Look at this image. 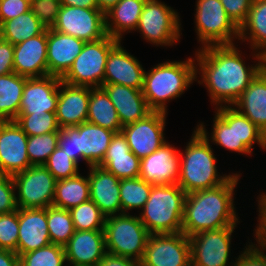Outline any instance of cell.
Instances as JSON below:
<instances>
[{
	"mask_svg": "<svg viewBox=\"0 0 266 266\" xmlns=\"http://www.w3.org/2000/svg\"><path fill=\"white\" fill-rule=\"evenodd\" d=\"M194 54L196 81L206 87L215 108L232 106L264 68L263 54L252 50L251 56L256 61L247 65L236 44L208 45Z\"/></svg>",
	"mask_w": 266,
	"mask_h": 266,
	"instance_id": "6da1fadb",
	"label": "cell"
},
{
	"mask_svg": "<svg viewBox=\"0 0 266 266\" xmlns=\"http://www.w3.org/2000/svg\"><path fill=\"white\" fill-rule=\"evenodd\" d=\"M241 173H233L222 185L186 194L182 232L190 237L204 230H216L239 224L234 202Z\"/></svg>",
	"mask_w": 266,
	"mask_h": 266,
	"instance_id": "7a4b0ae2",
	"label": "cell"
},
{
	"mask_svg": "<svg viewBox=\"0 0 266 266\" xmlns=\"http://www.w3.org/2000/svg\"><path fill=\"white\" fill-rule=\"evenodd\" d=\"M196 128L210 143L231 152L251 156L255 143L262 150H266V135L233 106L215 108L210 134L207 132L204 122L200 121Z\"/></svg>",
	"mask_w": 266,
	"mask_h": 266,
	"instance_id": "3957f363",
	"label": "cell"
},
{
	"mask_svg": "<svg viewBox=\"0 0 266 266\" xmlns=\"http://www.w3.org/2000/svg\"><path fill=\"white\" fill-rule=\"evenodd\" d=\"M211 143L195 127L184 151L180 152V172L177 184L186 194L212 189L225 183L234 172L220 174L217 157ZM219 173V174H218Z\"/></svg>",
	"mask_w": 266,
	"mask_h": 266,
	"instance_id": "277c9868",
	"label": "cell"
},
{
	"mask_svg": "<svg viewBox=\"0 0 266 266\" xmlns=\"http://www.w3.org/2000/svg\"><path fill=\"white\" fill-rule=\"evenodd\" d=\"M196 82L194 58L162 61L145 71L143 96L152 111L168 113L167 102L177 99Z\"/></svg>",
	"mask_w": 266,
	"mask_h": 266,
	"instance_id": "5b68a950",
	"label": "cell"
},
{
	"mask_svg": "<svg viewBox=\"0 0 266 266\" xmlns=\"http://www.w3.org/2000/svg\"><path fill=\"white\" fill-rule=\"evenodd\" d=\"M185 197L178 184L153 185L138 217L150 234L180 233Z\"/></svg>",
	"mask_w": 266,
	"mask_h": 266,
	"instance_id": "8992f818",
	"label": "cell"
},
{
	"mask_svg": "<svg viewBox=\"0 0 266 266\" xmlns=\"http://www.w3.org/2000/svg\"><path fill=\"white\" fill-rule=\"evenodd\" d=\"M135 215L122 213L106 217L104 225L106 252L142 260L151 234Z\"/></svg>",
	"mask_w": 266,
	"mask_h": 266,
	"instance_id": "52a82bcc",
	"label": "cell"
},
{
	"mask_svg": "<svg viewBox=\"0 0 266 266\" xmlns=\"http://www.w3.org/2000/svg\"><path fill=\"white\" fill-rule=\"evenodd\" d=\"M119 42L109 35L94 42H85L81 53L61 80L75 86L102 87L108 55Z\"/></svg>",
	"mask_w": 266,
	"mask_h": 266,
	"instance_id": "ba28073f",
	"label": "cell"
},
{
	"mask_svg": "<svg viewBox=\"0 0 266 266\" xmlns=\"http://www.w3.org/2000/svg\"><path fill=\"white\" fill-rule=\"evenodd\" d=\"M181 18L171 6L160 0H146L135 31L157 47L174 46L182 36Z\"/></svg>",
	"mask_w": 266,
	"mask_h": 266,
	"instance_id": "9c48e42d",
	"label": "cell"
},
{
	"mask_svg": "<svg viewBox=\"0 0 266 266\" xmlns=\"http://www.w3.org/2000/svg\"><path fill=\"white\" fill-rule=\"evenodd\" d=\"M195 32L200 48L235 44L239 28L229 18L220 0H196Z\"/></svg>",
	"mask_w": 266,
	"mask_h": 266,
	"instance_id": "30bf717a",
	"label": "cell"
},
{
	"mask_svg": "<svg viewBox=\"0 0 266 266\" xmlns=\"http://www.w3.org/2000/svg\"><path fill=\"white\" fill-rule=\"evenodd\" d=\"M18 208L34 209L52 206L57 180L44 165L30 166L12 176Z\"/></svg>",
	"mask_w": 266,
	"mask_h": 266,
	"instance_id": "8fae6325",
	"label": "cell"
},
{
	"mask_svg": "<svg viewBox=\"0 0 266 266\" xmlns=\"http://www.w3.org/2000/svg\"><path fill=\"white\" fill-rule=\"evenodd\" d=\"M237 226L204 230L189 237L191 266H233L232 234Z\"/></svg>",
	"mask_w": 266,
	"mask_h": 266,
	"instance_id": "7c38bea8",
	"label": "cell"
},
{
	"mask_svg": "<svg viewBox=\"0 0 266 266\" xmlns=\"http://www.w3.org/2000/svg\"><path fill=\"white\" fill-rule=\"evenodd\" d=\"M52 29L85 42L107 36L105 13L99 9L61 5Z\"/></svg>",
	"mask_w": 266,
	"mask_h": 266,
	"instance_id": "4fadbf2b",
	"label": "cell"
},
{
	"mask_svg": "<svg viewBox=\"0 0 266 266\" xmlns=\"http://www.w3.org/2000/svg\"><path fill=\"white\" fill-rule=\"evenodd\" d=\"M141 266H191L189 237L183 232L151 234Z\"/></svg>",
	"mask_w": 266,
	"mask_h": 266,
	"instance_id": "5bb4252c",
	"label": "cell"
},
{
	"mask_svg": "<svg viewBox=\"0 0 266 266\" xmlns=\"http://www.w3.org/2000/svg\"><path fill=\"white\" fill-rule=\"evenodd\" d=\"M168 113L152 111L144 119L122 127L130 150L140 159L149 156L164 143L166 117Z\"/></svg>",
	"mask_w": 266,
	"mask_h": 266,
	"instance_id": "9a60e30c",
	"label": "cell"
},
{
	"mask_svg": "<svg viewBox=\"0 0 266 266\" xmlns=\"http://www.w3.org/2000/svg\"><path fill=\"white\" fill-rule=\"evenodd\" d=\"M28 136L16 121H0V172L14 176L31 165L27 153Z\"/></svg>",
	"mask_w": 266,
	"mask_h": 266,
	"instance_id": "2e32d148",
	"label": "cell"
},
{
	"mask_svg": "<svg viewBox=\"0 0 266 266\" xmlns=\"http://www.w3.org/2000/svg\"><path fill=\"white\" fill-rule=\"evenodd\" d=\"M179 172L180 151L167 141L141 159L139 177L153 185L177 184Z\"/></svg>",
	"mask_w": 266,
	"mask_h": 266,
	"instance_id": "e0dca14e",
	"label": "cell"
},
{
	"mask_svg": "<svg viewBox=\"0 0 266 266\" xmlns=\"http://www.w3.org/2000/svg\"><path fill=\"white\" fill-rule=\"evenodd\" d=\"M61 78L46 75L27 78L19 107V114L56 112Z\"/></svg>",
	"mask_w": 266,
	"mask_h": 266,
	"instance_id": "ac0fdd59",
	"label": "cell"
},
{
	"mask_svg": "<svg viewBox=\"0 0 266 266\" xmlns=\"http://www.w3.org/2000/svg\"><path fill=\"white\" fill-rule=\"evenodd\" d=\"M121 42L108 55L104 84H119L142 90L146 70L137 57L124 49Z\"/></svg>",
	"mask_w": 266,
	"mask_h": 266,
	"instance_id": "d6986e66",
	"label": "cell"
},
{
	"mask_svg": "<svg viewBox=\"0 0 266 266\" xmlns=\"http://www.w3.org/2000/svg\"><path fill=\"white\" fill-rule=\"evenodd\" d=\"M63 247L67 266H97L106 253L104 230L75 231Z\"/></svg>",
	"mask_w": 266,
	"mask_h": 266,
	"instance_id": "ffe728a7",
	"label": "cell"
},
{
	"mask_svg": "<svg viewBox=\"0 0 266 266\" xmlns=\"http://www.w3.org/2000/svg\"><path fill=\"white\" fill-rule=\"evenodd\" d=\"M14 72L27 78L48 75L47 29L40 35L14 45Z\"/></svg>",
	"mask_w": 266,
	"mask_h": 266,
	"instance_id": "44dd1931",
	"label": "cell"
},
{
	"mask_svg": "<svg viewBox=\"0 0 266 266\" xmlns=\"http://www.w3.org/2000/svg\"><path fill=\"white\" fill-rule=\"evenodd\" d=\"M90 200L107 217L122 214L120 201V179L99 165L88 167Z\"/></svg>",
	"mask_w": 266,
	"mask_h": 266,
	"instance_id": "7402d4cb",
	"label": "cell"
},
{
	"mask_svg": "<svg viewBox=\"0 0 266 266\" xmlns=\"http://www.w3.org/2000/svg\"><path fill=\"white\" fill-rule=\"evenodd\" d=\"M85 41L47 29V66L48 75L62 78L81 53Z\"/></svg>",
	"mask_w": 266,
	"mask_h": 266,
	"instance_id": "603a6c76",
	"label": "cell"
},
{
	"mask_svg": "<svg viewBox=\"0 0 266 266\" xmlns=\"http://www.w3.org/2000/svg\"><path fill=\"white\" fill-rule=\"evenodd\" d=\"M89 98L90 87L75 86L61 80L55 112L61 129L87 122Z\"/></svg>",
	"mask_w": 266,
	"mask_h": 266,
	"instance_id": "cb8c5ba5",
	"label": "cell"
},
{
	"mask_svg": "<svg viewBox=\"0 0 266 266\" xmlns=\"http://www.w3.org/2000/svg\"><path fill=\"white\" fill-rule=\"evenodd\" d=\"M50 243L47 208H19L17 255L37 250Z\"/></svg>",
	"mask_w": 266,
	"mask_h": 266,
	"instance_id": "d4e9b609",
	"label": "cell"
},
{
	"mask_svg": "<svg viewBox=\"0 0 266 266\" xmlns=\"http://www.w3.org/2000/svg\"><path fill=\"white\" fill-rule=\"evenodd\" d=\"M114 134L111 130L89 122L76 126L77 164L82 159L89 167L99 165Z\"/></svg>",
	"mask_w": 266,
	"mask_h": 266,
	"instance_id": "484cf974",
	"label": "cell"
},
{
	"mask_svg": "<svg viewBox=\"0 0 266 266\" xmlns=\"http://www.w3.org/2000/svg\"><path fill=\"white\" fill-rule=\"evenodd\" d=\"M122 126L144 119L152 112L143 91L119 84H103Z\"/></svg>",
	"mask_w": 266,
	"mask_h": 266,
	"instance_id": "4316f807",
	"label": "cell"
},
{
	"mask_svg": "<svg viewBox=\"0 0 266 266\" xmlns=\"http://www.w3.org/2000/svg\"><path fill=\"white\" fill-rule=\"evenodd\" d=\"M140 162L129 148L122 132L115 133L106 155L99 166L113 173L119 179L137 178L140 175Z\"/></svg>",
	"mask_w": 266,
	"mask_h": 266,
	"instance_id": "83f0119b",
	"label": "cell"
},
{
	"mask_svg": "<svg viewBox=\"0 0 266 266\" xmlns=\"http://www.w3.org/2000/svg\"><path fill=\"white\" fill-rule=\"evenodd\" d=\"M266 135V69L263 68L232 105Z\"/></svg>",
	"mask_w": 266,
	"mask_h": 266,
	"instance_id": "f1b7e54d",
	"label": "cell"
},
{
	"mask_svg": "<svg viewBox=\"0 0 266 266\" xmlns=\"http://www.w3.org/2000/svg\"><path fill=\"white\" fill-rule=\"evenodd\" d=\"M145 3L146 0H119L105 13L107 35L122 41L124 34L135 32Z\"/></svg>",
	"mask_w": 266,
	"mask_h": 266,
	"instance_id": "f546056e",
	"label": "cell"
},
{
	"mask_svg": "<svg viewBox=\"0 0 266 266\" xmlns=\"http://www.w3.org/2000/svg\"><path fill=\"white\" fill-rule=\"evenodd\" d=\"M250 50L266 54V0H253L248 16L239 28V39Z\"/></svg>",
	"mask_w": 266,
	"mask_h": 266,
	"instance_id": "4dcf8cb0",
	"label": "cell"
},
{
	"mask_svg": "<svg viewBox=\"0 0 266 266\" xmlns=\"http://www.w3.org/2000/svg\"><path fill=\"white\" fill-rule=\"evenodd\" d=\"M87 122L115 133L122 131L117 110L103 87L90 88Z\"/></svg>",
	"mask_w": 266,
	"mask_h": 266,
	"instance_id": "1f68e13d",
	"label": "cell"
},
{
	"mask_svg": "<svg viewBox=\"0 0 266 266\" xmlns=\"http://www.w3.org/2000/svg\"><path fill=\"white\" fill-rule=\"evenodd\" d=\"M90 200V183L88 175L80 173L74 177L56 182L55 196L52 205L69 210Z\"/></svg>",
	"mask_w": 266,
	"mask_h": 266,
	"instance_id": "d6a6232c",
	"label": "cell"
},
{
	"mask_svg": "<svg viewBox=\"0 0 266 266\" xmlns=\"http://www.w3.org/2000/svg\"><path fill=\"white\" fill-rule=\"evenodd\" d=\"M27 77L15 72L0 76V121H15Z\"/></svg>",
	"mask_w": 266,
	"mask_h": 266,
	"instance_id": "836d02e7",
	"label": "cell"
},
{
	"mask_svg": "<svg viewBox=\"0 0 266 266\" xmlns=\"http://www.w3.org/2000/svg\"><path fill=\"white\" fill-rule=\"evenodd\" d=\"M47 28L28 11L0 25V38L12 45L42 34Z\"/></svg>",
	"mask_w": 266,
	"mask_h": 266,
	"instance_id": "e575fe53",
	"label": "cell"
},
{
	"mask_svg": "<svg viewBox=\"0 0 266 266\" xmlns=\"http://www.w3.org/2000/svg\"><path fill=\"white\" fill-rule=\"evenodd\" d=\"M153 184L140 177L120 179V201L122 213H130L133 209L141 210L147 202Z\"/></svg>",
	"mask_w": 266,
	"mask_h": 266,
	"instance_id": "d590c367",
	"label": "cell"
},
{
	"mask_svg": "<svg viewBox=\"0 0 266 266\" xmlns=\"http://www.w3.org/2000/svg\"><path fill=\"white\" fill-rule=\"evenodd\" d=\"M47 226L51 243L64 246L74 234L75 227L69 210L47 207Z\"/></svg>",
	"mask_w": 266,
	"mask_h": 266,
	"instance_id": "8d00e7d4",
	"label": "cell"
},
{
	"mask_svg": "<svg viewBox=\"0 0 266 266\" xmlns=\"http://www.w3.org/2000/svg\"><path fill=\"white\" fill-rule=\"evenodd\" d=\"M76 231L104 230L106 216L91 200L69 209Z\"/></svg>",
	"mask_w": 266,
	"mask_h": 266,
	"instance_id": "74e56055",
	"label": "cell"
},
{
	"mask_svg": "<svg viewBox=\"0 0 266 266\" xmlns=\"http://www.w3.org/2000/svg\"><path fill=\"white\" fill-rule=\"evenodd\" d=\"M15 121L27 136L43 135L49 132H59L61 129L58 125L55 112L18 114Z\"/></svg>",
	"mask_w": 266,
	"mask_h": 266,
	"instance_id": "f35d334b",
	"label": "cell"
},
{
	"mask_svg": "<svg viewBox=\"0 0 266 266\" xmlns=\"http://www.w3.org/2000/svg\"><path fill=\"white\" fill-rule=\"evenodd\" d=\"M19 260L24 266H64L66 256L63 246L50 243L42 248L20 255Z\"/></svg>",
	"mask_w": 266,
	"mask_h": 266,
	"instance_id": "ab89813d",
	"label": "cell"
},
{
	"mask_svg": "<svg viewBox=\"0 0 266 266\" xmlns=\"http://www.w3.org/2000/svg\"><path fill=\"white\" fill-rule=\"evenodd\" d=\"M59 132L28 136L27 153L32 166L44 165L50 154L58 147Z\"/></svg>",
	"mask_w": 266,
	"mask_h": 266,
	"instance_id": "60d3db41",
	"label": "cell"
},
{
	"mask_svg": "<svg viewBox=\"0 0 266 266\" xmlns=\"http://www.w3.org/2000/svg\"><path fill=\"white\" fill-rule=\"evenodd\" d=\"M44 166L57 181L74 177L80 173L79 164L73 161L59 146L50 154Z\"/></svg>",
	"mask_w": 266,
	"mask_h": 266,
	"instance_id": "b9f144b4",
	"label": "cell"
},
{
	"mask_svg": "<svg viewBox=\"0 0 266 266\" xmlns=\"http://www.w3.org/2000/svg\"><path fill=\"white\" fill-rule=\"evenodd\" d=\"M19 231V208L10 213L0 214V249L17 254Z\"/></svg>",
	"mask_w": 266,
	"mask_h": 266,
	"instance_id": "7bdbcfd3",
	"label": "cell"
},
{
	"mask_svg": "<svg viewBox=\"0 0 266 266\" xmlns=\"http://www.w3.org/2000/svg\"><path fill=\"white\" fill-rule=\"evenodd\" d=\"M60 6V0H32L30 10L48 29L54 25Z\"/></svg>",
	"mask_w": 266,
	"mask_h": 266,
	"instance_id": "ee69618b",
	"label": "cell"
},
{
	"mask_svg": "<svg viewBox=\"0 0 266 266\" xmlns=\"http://www.w3.org/2000/svg\"><path fill=\"white\" fill-rule=\"evenodd\" d=\"M12 176L0 172V214L18 209Z\"/></svg>",
	"mask_w": 266,
	"mask_h": 266,
	"instance_id": "f6af8a7d",
	"label": "cell"
},
{
	"mask_svg": "<svg viewBox=\"0 0 266 266\" xmlns=\"http://www.w3.org/2000/svg\"><path fill=\"white\" fill-rule=\"evenodd\" d=\"M233 23L240 28L245 22L253 0H220Z\"/></svg>",
	"mask_w": 266,
	"mask_h": 266,
	"instance_id": "bcb514c9",
	"label": "cell"
},
{
	"mask_svg": "<svg viewBox=\"0 0 266 266\" xmlns=\"http://www.w3.org/2000/svg\"><path fill=\"white\" fill-rule=\"evenodd\" d=\"M31 3L26 0H0V25L30 11Z\"/></svg>",
	"mask_w": 266,
	"mask_h": 266,
	"instance_id": "7dc6e473",
	"label": "cell"
},
{
	"mask_svg": "<svg viewBox=\"0 0 266 266\" xmlns=\"http://www.w3.org/2000/svg\"><path fill=\"white\" fill-rule=\"evenodd\" d=\"M58 146L77 163L76 126H67L59 130Z\"/></svg>",
	"mask_w": 266,
	"mask_h": 266,
	"instance_id": "c3c4849f",
	"label": "cell"
},
{
	"mask_svg": "<svg viewBox=\"0 0 266 266\" xmlns=\"http://www.w3.org/2000/svg\"><path fill=\"white\" fill-rule=\"evenodd\" d=\"M258 201V224L257 227L253 230L254 239L257 242L256 244L266 247V192H262L257 197Z\"/></svg>",
	"mask_w": 266,
	"mask_h": 266,
	"instance_id": "681fc988",
	"label": "cell"
},
{
	"mask_svg": "<svg viewBox=\"0 0 266 266\" xmlns=\"http://www.w3.org/2000/svg\"><path fill=\"white\" fill-rule=\"evenodd\" d=\"M14 45L0 38V76L14 72Z\"/></svg>",
	"mask_w": 266,
	"mask_h": 266,
	"instance_id": "f907efd6",
	"label": "cell"
},
{
	"mask_svg": "<svg viewBox=\"0 0 266 266\" xmlns=\"http://www.w3.org/2000/svg\"><path fill=\"white\" fill-rule=\"evenodd\" d=\"M97 266H141V261L106 252Z\"/></svg>",
	"mask_w": 266,
	"mask_h": 266,
	"instance_id": "816d5d0a",
	"label": "cell"
},
{
	"mask_svg": "<svg viewBox=\"0 0 266 266\" xmlns=\"http://www.w3.org/2000/svg\"><path fill=\"white\" fill-rule=\"evenodd\" d=\"M19 261L15 252L0 249V266H15Z\"/></svg>",
	"mask_w": 266,
	"mask_h": 266,
	"instance_id": "f5cc1de1",
	"label": "cell"
},
{
	"mask_svg": "<svg viewBox=\"0 0 266 266\" xmlns=\"http://www.w3.org/2000/svg\"><path fill=\"white\" fill-rule=\"evenodd\" d=\"M61 5L99 9L96 0H60Z\"/></svg>",
	"mask_w": 266,
	"mask_h": 266,
	"instance_id": "db71d44e",
	"label": "cell"
},
{
	"mask_svg": "<svg viewBox=\"0 0 266 266\" xmlns=\"http://www.w3.org/2000/svg\"><path fill=\"white\" fill-rule=\"evenodd\" d=\"M98 8L103 13L109 11L119 0H96Z\"/></svg>",
	"mask_w": 266,
	"mask_h": 266,
	"instance_id": "11a10c76",
	"label": "cell"
},
{
	"mask_svg": "<svg viewBox=\"0 0 266 266\" xmlns=\"http://www.w3.org/2000/svg\"><path fill=\"white\" fill-rule=\"evenodd\" d=\"M264 68L266 69V54L264 55Z\"/></svg>",
	"mask_w": 266,
	"mask_h": 266,
	"instance_id": "9f6ffc18",
	"label": "cell"
},
{
	"mask_svg": "<svg viewBox=\"0 0 266 266\" xmlns=\"http://www.w3.org/2000/svg\"><path fill=\"white\" fill-rule=\"evenodd\" d=\"M15 266H24L21 261H19Z\"/></svg>",
	"mask_w": 266,
	"mask_h": 266,
	"instance_id": "6f0895ef",
	"label": "cell"
}]
</instances>
